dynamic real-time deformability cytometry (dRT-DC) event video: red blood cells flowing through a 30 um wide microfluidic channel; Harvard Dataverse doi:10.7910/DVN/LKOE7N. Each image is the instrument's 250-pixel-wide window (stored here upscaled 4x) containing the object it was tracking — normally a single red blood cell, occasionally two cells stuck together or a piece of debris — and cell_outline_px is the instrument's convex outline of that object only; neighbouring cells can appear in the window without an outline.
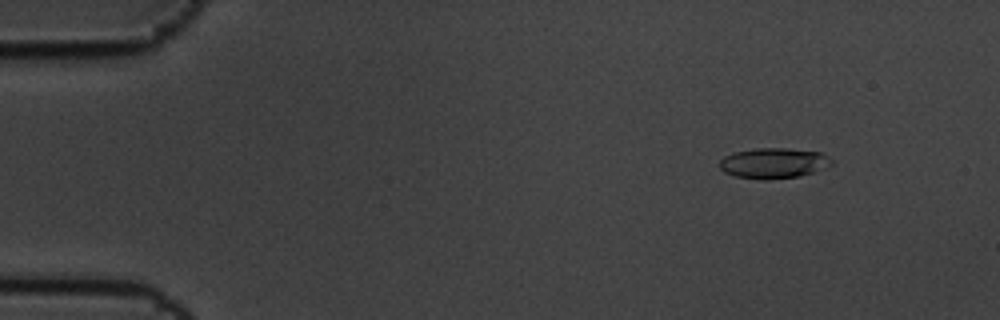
{"species": "common noctule bat (a hibernating species)", "species_latin": "Nyctalus noctula", "temperature_condition": "cold", "stored_images_in_passage": 5, "camera_frame_rate_fps": 3000, "um_per_image_px": 0.085, "animal": {"sex": "male", "body_mass_g": 19.5, "forearm_length_mm": 54.6}, "frame": {"image": 1, "passage_image": 2, "time_ms": 0.333, "image_size_px": [1000, 320], "cell_outline_px": [[836, 164], [828, 168], [800, 176], [768, 180], [760, 180], [736, 176], [724, 172], [720, 168], [720, 160], [724, 156], [736, 152], [756, 148], [784, 148], [820, 152], [828, 156]], "centroid_in_image_um": [65.81, 13.88], "position_along_channel_um": 19.2, "area_um2": 20.11}}
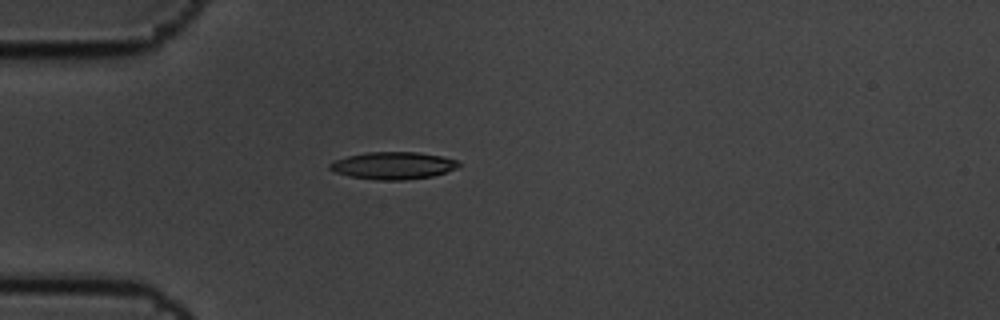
{"frame": {"image": 2, "passage_image": 5, "time_ms": 1.333, "image_size_px": [1000, 320], "cell_outline_px": [[460, 164], [456, 168], [432, 176], [404, 180], [376, 180], [348, 176], [336, 172], [328, 168], [328, 164], [336, 160], [348, 156], [368, 152], [416, 152], [440, 156], [456, 160]], "centroid_in_image_um": [33.38, 14.08], "position_along_channel_um": 51.6, "area_um2": 20.29}}